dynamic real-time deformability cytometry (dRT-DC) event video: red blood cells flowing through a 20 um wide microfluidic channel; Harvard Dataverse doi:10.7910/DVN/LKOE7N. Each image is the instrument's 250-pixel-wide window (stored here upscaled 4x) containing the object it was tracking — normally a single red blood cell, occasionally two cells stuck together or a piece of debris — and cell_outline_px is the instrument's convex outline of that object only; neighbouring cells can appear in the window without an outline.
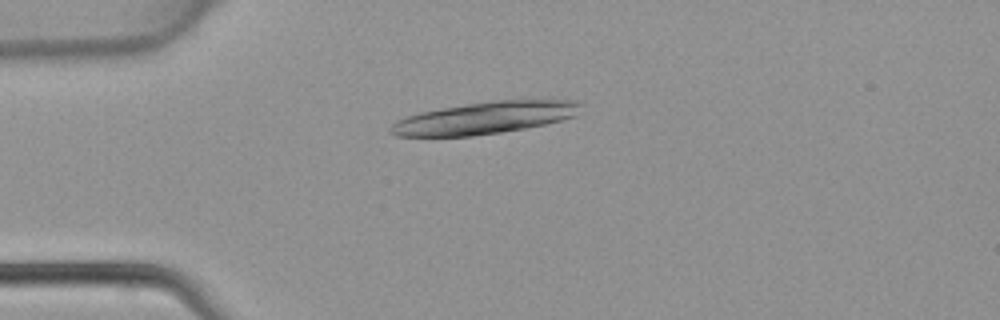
{"species": "common noctule bat (a hibernating species)", "species_latin": "Nyctalus noctula", "temperature_condition": "warm", "stored_images_in_passage": 44, "camera_frame_rate_fps": 3000, "um_per_image_px": 0.085, "animal": {"sex": "female", "body_mass_g": 22.7, "forearm_length_mm": 54.2}, "frame": {"image": 1, "passage_image": 11, "time_ms": 3.333, "image_size_px": [1000, 320], "cell_outline_px": [[584, 104], [576, 116], [544, 124], [524, 128], [500, 132], [472, 136], [396, 136], [388, 132], [392, 124], [396, 120], [420, 112], [492, 100], [572, 100]], "centroid_in_image_um": [41.21, 10.02], "position_along_channel_um": 43.8, "area_um2": 35.26}}